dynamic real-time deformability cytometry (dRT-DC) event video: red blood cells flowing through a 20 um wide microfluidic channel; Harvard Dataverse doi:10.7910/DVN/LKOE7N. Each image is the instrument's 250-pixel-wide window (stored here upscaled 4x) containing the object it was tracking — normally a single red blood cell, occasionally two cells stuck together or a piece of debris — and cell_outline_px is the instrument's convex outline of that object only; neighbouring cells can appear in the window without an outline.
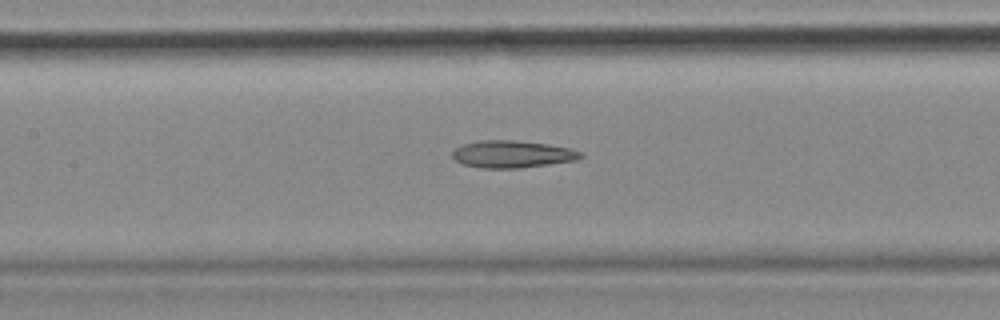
{"species": "common noctule bat (a hibernating species)", "species_latin": "Nyctalus noctula", "temperature_condition": "cold", "stored_images_in_passage": 54, "camera_frame_rate_fps": 3000, "um_per_image_px": 0.085, "animal": {"sex": "female", "body_mass_g": 18.4}, "frame": {"image": 1, "passage_image": 24, "time_ms": 7.667, "image_size_px": [1000, 320], "cell_outline_px": [[584, 156], [576, 160], [520, 168], [484, 168], [464, 164], [456, 160], [452, 156], [452, 152], [456, 148], [464, 144], [480, 140], [516, 140], [548, 144], [568, 148], [584, 152]], "centroid_in_image_um": [43.57, 13.1], "position_along_channel_um": 163.8, "area_um2": 20.23}, "authors_computed_cell_mechanics": {"area_um2": 20.6924, "velocity_mm_per_s": 3.6655, "shape_relaxation_time_tau1_ms": null, "shape_relaxation_time_tau2_ms": 8.7079, "deformation_change_tau1": null, "deformation_change_tau2": 0.2326}}